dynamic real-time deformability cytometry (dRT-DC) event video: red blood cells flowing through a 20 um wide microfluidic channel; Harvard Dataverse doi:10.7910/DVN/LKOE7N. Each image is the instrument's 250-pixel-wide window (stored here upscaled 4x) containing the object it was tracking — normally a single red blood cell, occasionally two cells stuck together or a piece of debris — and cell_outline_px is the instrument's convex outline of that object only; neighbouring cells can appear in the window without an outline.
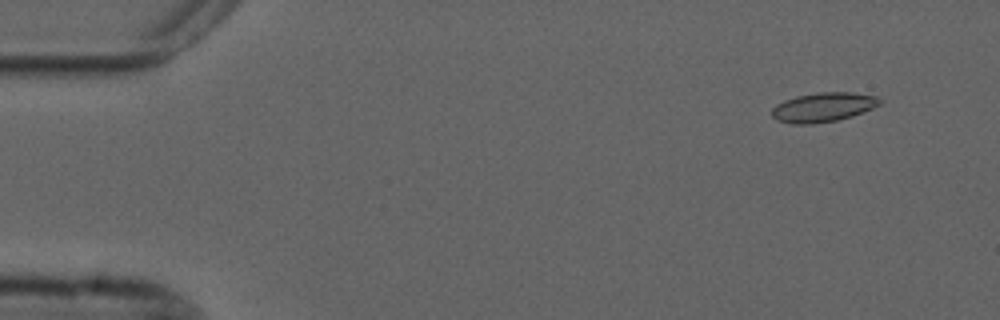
{"species": "common noctule bat (a hibernating species)", "species_latin": "Nyctalus noctula", "temperature_condition": "cold", "stored_images_in_passage": 5, "camera_frame_rate_fps": 3000, "um_per_image_px": 0.085, "animal": {"sex": "male", "forearm_length_mm": 52.5}, "frame": {"image": 1, "passage_image": 2, "time_ms": 1.0, "image_size_px": [1000, 320], "cell_outline_px": [[884, 100], [880, 104], [872, 108], [852, 116], [836, 120], [812, 124], [792, 124], [776, 120], [772, 116], [772, 108], [776, 104], [784, 100], [796, 96], [816, 92], [852, 92], [880, 96]], "centroid_in_image_um": [69.99, 9.1], "position_along_channel_um": 15.0, "area_um2": 18.67}}